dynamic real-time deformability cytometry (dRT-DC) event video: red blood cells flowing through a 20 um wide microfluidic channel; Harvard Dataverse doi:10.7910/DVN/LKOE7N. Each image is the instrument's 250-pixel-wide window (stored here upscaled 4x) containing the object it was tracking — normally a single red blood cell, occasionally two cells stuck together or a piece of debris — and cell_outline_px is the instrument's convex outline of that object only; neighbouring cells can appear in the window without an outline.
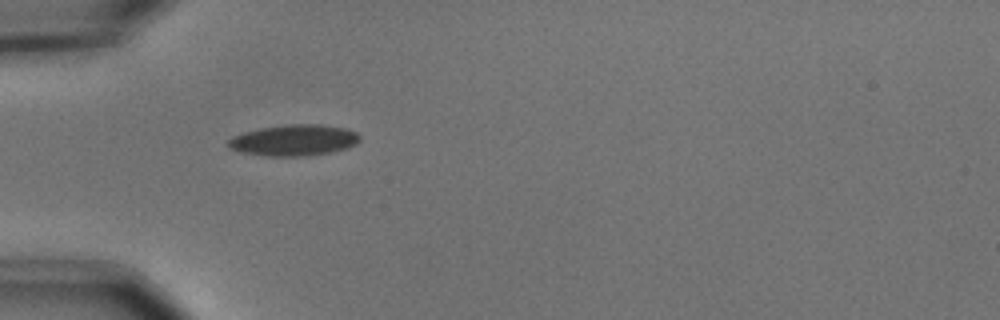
{"species": "common noctule bat (a hibernating species)", "species_latin": "Nyctalus noctula", "temperature_condition": "cold", "stored_images_in_passage": 32, "camera_frame_rate_fps": 3000, "um_per_image_px": 0.085, "animal": {"sex": "male", "body_mass_g": 15.6}, "frame": {"image": 1, "passage_image": 1, "time_ms": 0.0, "image_size_px": [1000, 320], "cell_outline_px": [[360, 140], [356, 144], [348, 148], [332, 152], [304, 156], [264, 156], [244, 152], [228, 148], [228, 140], [232, 136], [244, 132], [260, 128], [288, 124], [320, 124], [344, 128], [356, 132], [360, 136]], "centroid_in_image_um": [25.0, 11.92], "position_along_channel_um": 60.0, "area_um2": 23.93}}
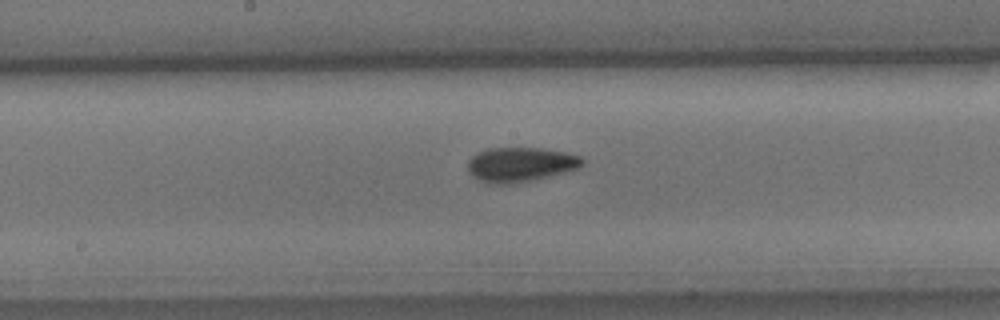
{"frame": {"image": 2, "passage_image": 13, "time_ms": 4.0, "image_size_px": [1000, 320], "cell_outline_px": [[584, 164], [576, 168], [528, 180], [508, 184], [488, 184], [472, 176], [468, 172], [468, 160], [472, 156], [488, 148], [540, 148], [564, 152], [580, 156], [584, 160]], "centroid_in_image_um": [44.17, 13.97], "position_along_channel_um": 204.0, "area_um2": 22.54}}
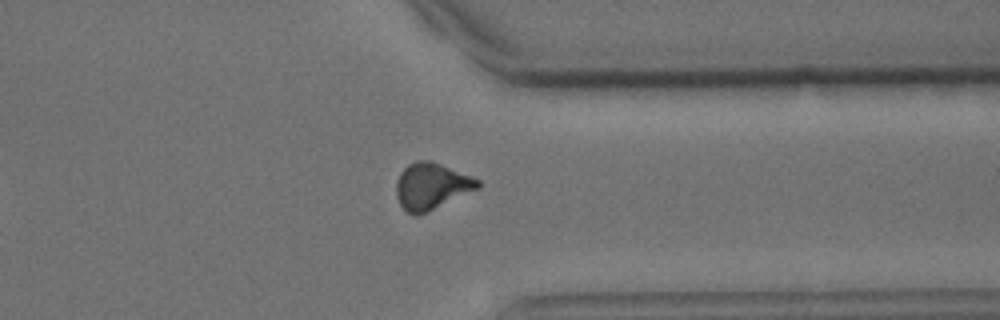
{"frame": {"image": 3, "passage_image": 27, "time_ms": 8.667, "image_size_px": [1000, 320], "cell_outline_px": [[480, 188], [428, 212], [416, 216], [408, 212], [400, 204], [396, 196], [396, 184], [400, 172], [408, 164], [416, 160], [432, 160], [480, 180]], "centroid_in_image_um": [36.67, 15.82], "position_along_channel_um": 374.7, "area_um2": 22.2}, "authors_computed_cell_mechanics": {"area_um2": 22.1663, "velocity_mm_per_s": 3.7012, "shape_relaxation_time_tau1_ms": 3.377, "shape_relaxation_time_tau2_ms": 3.3704, "deformation_change_tau1": 0.1175, "deformation_change_tau2": 0.0887}}